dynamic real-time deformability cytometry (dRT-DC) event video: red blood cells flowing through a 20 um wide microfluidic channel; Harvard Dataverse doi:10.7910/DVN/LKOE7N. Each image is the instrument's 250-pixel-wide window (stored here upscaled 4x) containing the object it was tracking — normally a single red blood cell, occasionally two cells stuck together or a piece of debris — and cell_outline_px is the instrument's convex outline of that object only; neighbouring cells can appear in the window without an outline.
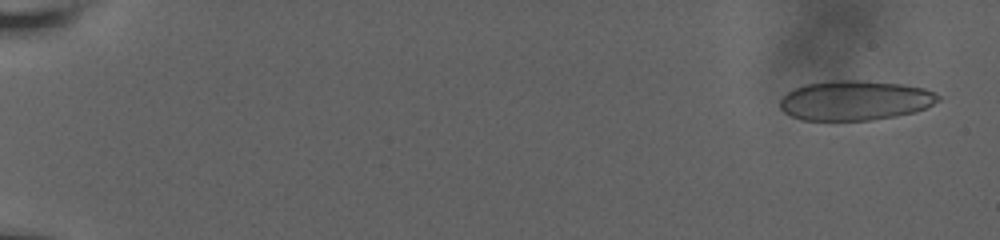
{"species": "human", "species_latin": "Homo sapiens", "temperature_condition": "room temperature", "stored_images_in_passage": 60, "camera_frame_rate_fps": 3000, "um_per_image_px": 0.085, "donor": {"sex": "male"}, "frame": {"image": 1, "passage_image": 3, "time_ms": 0.667, "image_size_px": [1000, 240], "cell_outline_px": [[940, 100], [924, 108], [912, 112], [896, 116], [868, 120], [804, 120], [792, 116], [784, 112], [780, 108], [780, 100], [792, 88], [804, 84], [828, 80], [860, 80], [904, 84], [924, 88], [940, 96]], "centroid_in_image_um": [72.65, 8.52], "position_along_channel_um": 12.4, "area_um2": 36.65}}
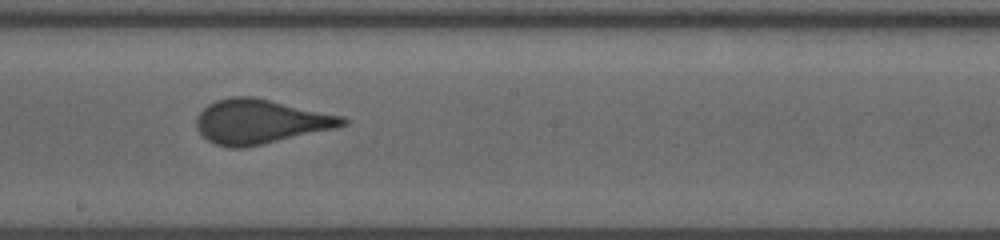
{"frame": {"image": 2, "passage_image": 36, "time_ms": 11.667, "image_size_px": [1000, 240], "cell_outline_px": [[348, 124], [336, 128], [248, 148], [228, 148], [216, 144], [208, 140], [196, 128], [196, 116], [208, 104], [216, 100], [232, 96], [256, 96], [344, 116], [348, 120]], "centroid_in_image_um": [22.15, 10.33], "position_along_channel_um": 226.1, "area_um2": 38.32}}
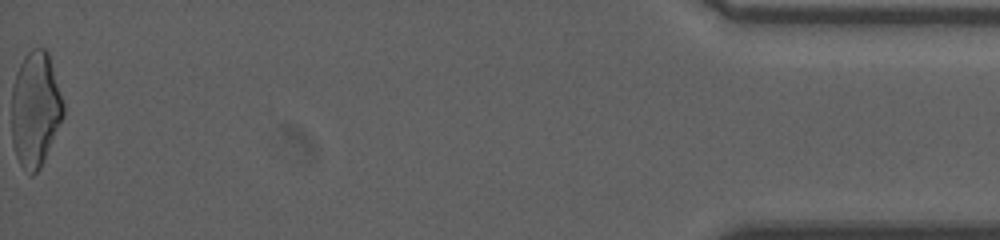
{"frame": {"image": 3, "passage_image": 60, "time_ms": 19.667, "image_size_px": [1000, 240], "cell_outline_px": [[64, 116], [40, 168], [32, 176], [20, 164], [16, 156], [12, 144], [12, 88], [16, 72], [24, 56], [32, 48], [48, 48], [64, 104]], "centroid_in_image_um": [3.01, 9.25], "position_along_channel_um": 432.2, "area_um2": 34.91}}